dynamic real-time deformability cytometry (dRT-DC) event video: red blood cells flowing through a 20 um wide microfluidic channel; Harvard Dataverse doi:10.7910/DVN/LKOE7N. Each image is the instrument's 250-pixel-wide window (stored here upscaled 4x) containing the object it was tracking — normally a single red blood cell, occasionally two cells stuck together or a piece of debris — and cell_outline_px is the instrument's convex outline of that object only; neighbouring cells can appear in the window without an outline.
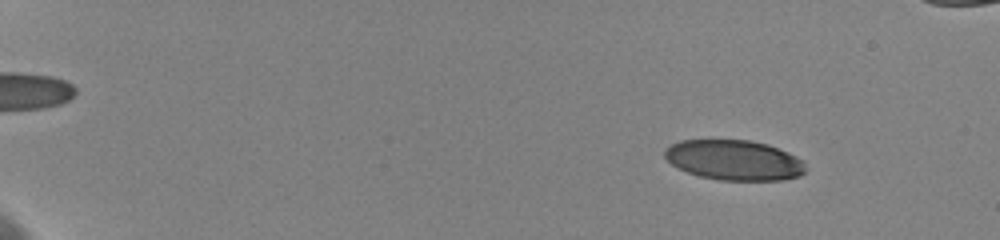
{"species": "human", "species_latin": "Homo sapiens", "temperature_condition": "cold", "stored_images_in_passage": 70, "camera_frame_rate_fps": 3000, "um_per_image_px": 0.085, "donor": {"sex": "female"}, "frame": {"image": 1, "passage_image": 7, "time_ms": 2.333, "image_size_px": [1000, 240], "cell_outline_px": [[804, 172], [800, 176], [784, 180], [720, 180], [700, 176], [688, 172], [672, 164], [664, 156], [664, 148], [680, 140], [748, 140], [768, 144], [788, 152], [804, 160]], "centroid_in_image_um": [62.41, 13.6], "position_along_channel_um": 22.6, "area_um2": 32.95}}
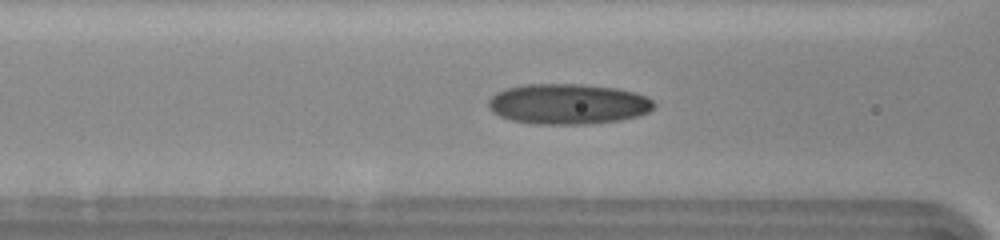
{"frame": {"image": 2, "passage_image": 32, "time_ms": 9.0, "image_size_px": [1000, 240], "cell_outline_px": [[656, 104], [648, 112], [640, 116], [620, 120], [592, 124], [536, 124], [512, 120], [500, 116], [492, 112], [488, 108], [488, 100], [496, 92], [508, 88], [524, 84], [580, 84], [616, 88], [636, 92], [648, 96]], "centroid_in_image_um": [48.3, 8.84], "position_along_channel_um": 118.3, "area_um2": 39.3}}
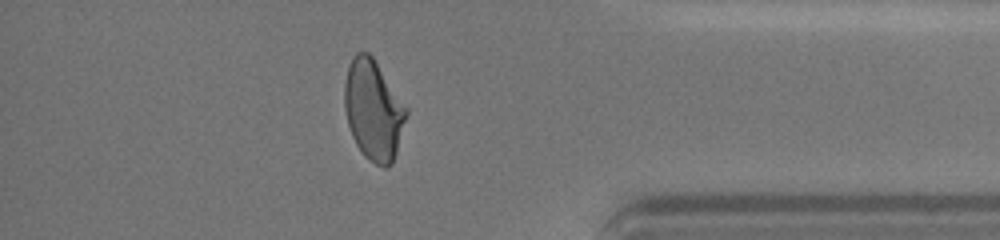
{"frame": {"image": 3, "passage_image": 64, "time_ms": 17.333, "image_size_px": [1000, 240], "cell_outline_px": [[408, 112], [396, 152], [392, 164], [384, 168], [368, 160], [364, 156], [356, 144], [352, 136], [348, 124], [344, 108], [344, 84], [348, 68], [352, 56], [356, 52], [368, 52], [372, 56], [408, 108]], "centroid_in_image_um": [31.73, 9.35], "position_along_channel_um": 403.5, "area_um2": 36.01}, "authors_computed_cell_mechanics": {"area_um2": 35.9516, "velocity_mm_per_s": 3.6079, "shape_relaxation_time_tau1_ms": 7.9721, "shape_relaxation_time_tau2_ms": 1.4546, "deformation_change_tau1": 0.2025, "deformation_change_tau2": 0.0781}}